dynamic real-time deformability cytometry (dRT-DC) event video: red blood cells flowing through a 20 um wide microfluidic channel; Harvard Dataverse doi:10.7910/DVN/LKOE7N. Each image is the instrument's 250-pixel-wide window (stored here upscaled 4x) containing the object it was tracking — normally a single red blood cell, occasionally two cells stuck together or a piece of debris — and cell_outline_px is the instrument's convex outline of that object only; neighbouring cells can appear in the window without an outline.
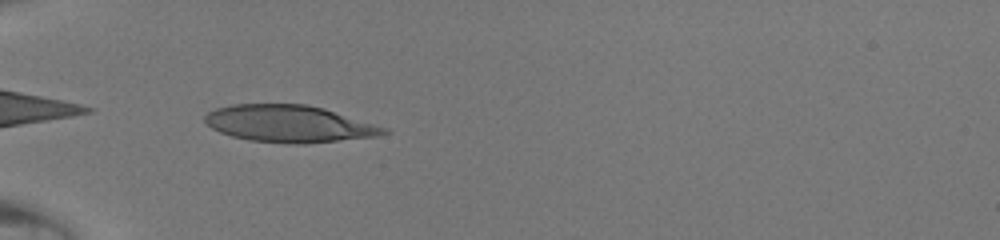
{"species": "human", "species_latin": "Homo sapiens", "temperature_condition": "room temperature", "stored_images_in_passage": 32, "camera_frame_rate_fps": 3000, "um_per_image_px": 0.085, "donor": {"sex": "male"}, "frame": {"image": 1, "passage_image": 1, "time_ms": 0.0, "image_size_px": [1000, 240], "cell_outline_px": [[392, 132], [376, 136], [304, 144], [296, 144], [248, 140], [232, 136], [220, 132], [212, 128], [204, 120], [204, 116], [208, 112], [216, 108], [232, 104], [304, 104], [324, 108], [388, 128]], "centroid_in_image_um": [24.58, 10.52], "position_along_channel_um": 60.4, "area_um2": 38.49}}
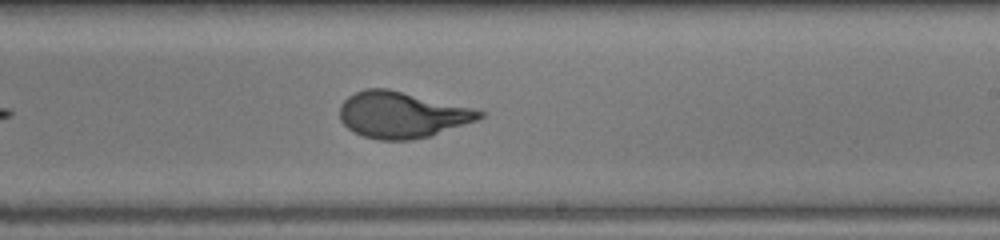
{"frame": {"image": 2, "passage_image": 15, "time_ms": 4.667, "image_size_px": [1000, 240], "cell_outline_px": [[484, 116], [476, 120], [432, 136], [412, 140], [380, 140], [364, 136], [352, 132], [340, 120], [340, 104], [348, 96], [364, 88], [388, 88], [472, 108], [484, 112]], "centroid_in_image_um": [34.13, 9.76], "position_along_channel_um": 254.9, "area_um2": 37.63}}
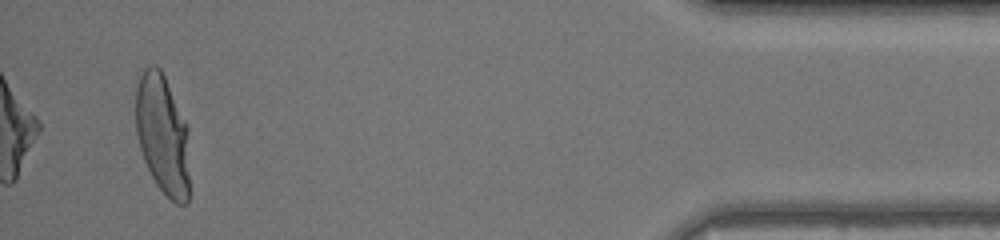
{"frame": {"image": 3, "passage_image": 30, "time_ms": 9.667, "image_size_px": [1000, 240], "cell_outline_px": [[188, 204], [176, 204], [156, 184], [144, 160], [140, 148], [136, 132], [136, 88], [140, 76], [144, 68], [148, 64], [156, 64], [160, 68], [164, 76], [188, 128]], "centroid_in_image_um": [13.81, 11.42], "position_along_channel_um": 421.4, "area_um2": 37.4}}